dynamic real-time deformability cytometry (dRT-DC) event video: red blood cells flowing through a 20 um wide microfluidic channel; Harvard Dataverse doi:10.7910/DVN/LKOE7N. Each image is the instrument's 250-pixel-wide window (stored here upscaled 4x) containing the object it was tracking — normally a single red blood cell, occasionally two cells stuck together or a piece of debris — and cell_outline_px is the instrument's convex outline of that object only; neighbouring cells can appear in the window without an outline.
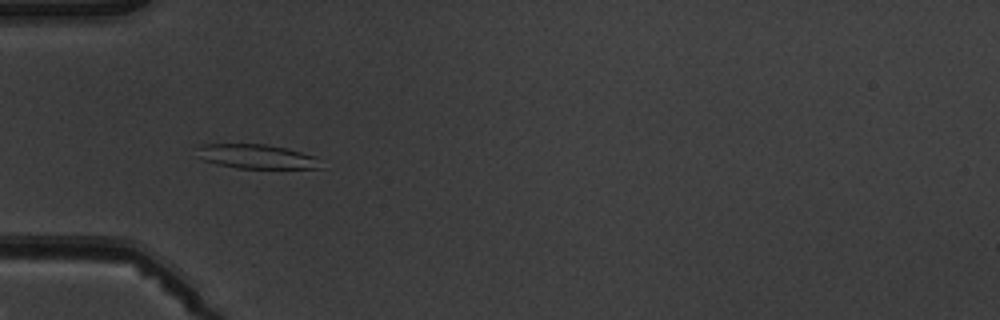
{"species": "common noctule bat (a hibernating species)", "species_latin": "Nyctalus noctula", "temperature_condition": "warm", "stored_images_in_passage": 6, "camera_frame_rate_fps": 3000, "um_per_image_px": 0.085, "animal": {"sex": "male", "body_mass_g": 19.5, "forearm_length_mm": 54.6}, "frame": {"image": 1, "passage_image": 5, "time_ms": 5.333, "image_size_px": [1000, 320], "cell_outline_px": [[324, 168], [236, 168], [216, 164], [204, 160], [196, 156], [200, 144], [264, 144], [284, 148], [316, 156]], "centroid_in_image_um": [21.79, 13.31], "position_along_channel_um": 63.2, "area_um2": 17.46}}
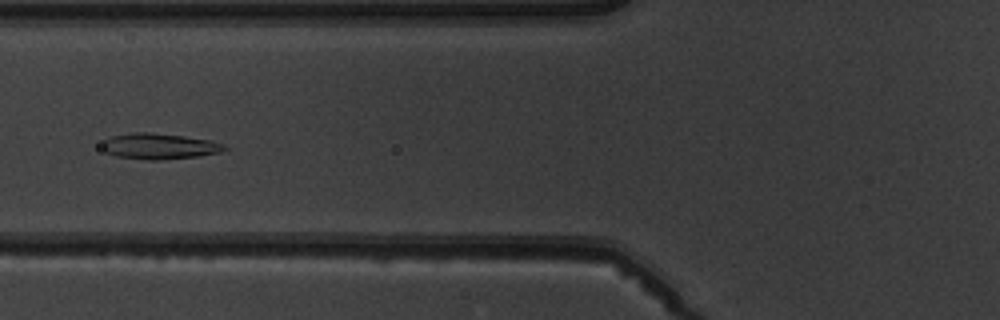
{"frame": {"image": 2, "passage_image": 6, "time_ms": 6.667, "image_size_px": [1000, 320], "cell_outline_px": [[228, 148], [220, 152], [200, 156], [160, 160], [148, 160], [116, 156], [100, 148], [104, 140], [112, 136], [132, 132], [148, 132], [184, 136], [208, 140], [224, 144]], "centroid_in_image_um": [13.53, 12.43], "position_along_channel_um": 112.3, "area_um2": 18.38}}